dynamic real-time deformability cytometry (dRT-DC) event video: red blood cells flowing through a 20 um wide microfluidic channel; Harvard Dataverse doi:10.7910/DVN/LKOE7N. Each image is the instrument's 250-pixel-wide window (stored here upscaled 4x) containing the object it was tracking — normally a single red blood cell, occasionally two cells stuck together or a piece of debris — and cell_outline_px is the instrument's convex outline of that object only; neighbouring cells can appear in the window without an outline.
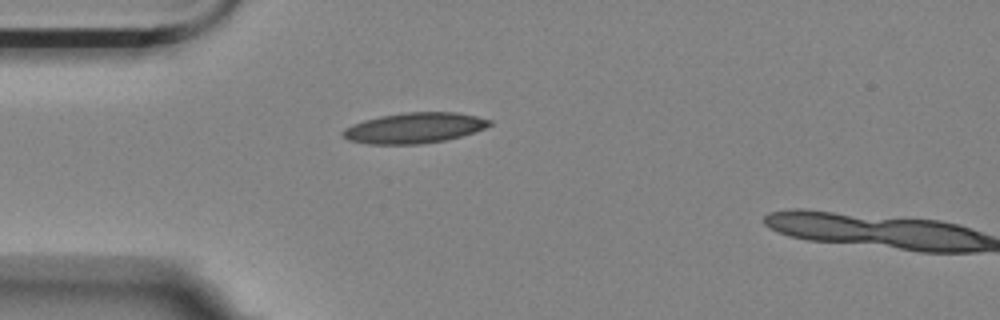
{"species": "Egyptian fruit bat (a non-hibernating species)", "species_latin": "Rousettus aegyptiacus", "temperature_condition": "room temperature", "stored_images_in_passage": 2, "camera_frame_rate_fps": 3000, "um_per_image_px": 0.085, "animal": {"sex": "female"}, "frame": {"image": 1, "passage_image": 1, "time_ms": 0.0, "image_size_px": [1000, 320], "cell_outline_px": [[492, 124], [484, 128], [460, 136], [444, 140], [420, 144], [368, 144], [348, 140], [340, 136], [340, 132], [344, 128], [352, 124], [364, 120], [380, 116], [408, 112], [456, 112], [476, 116], [492, 120]], "centroid_in_image_um": [35.16, 10.87], "position_along_channel_um": 49.8, "area_um2": 26.07}}